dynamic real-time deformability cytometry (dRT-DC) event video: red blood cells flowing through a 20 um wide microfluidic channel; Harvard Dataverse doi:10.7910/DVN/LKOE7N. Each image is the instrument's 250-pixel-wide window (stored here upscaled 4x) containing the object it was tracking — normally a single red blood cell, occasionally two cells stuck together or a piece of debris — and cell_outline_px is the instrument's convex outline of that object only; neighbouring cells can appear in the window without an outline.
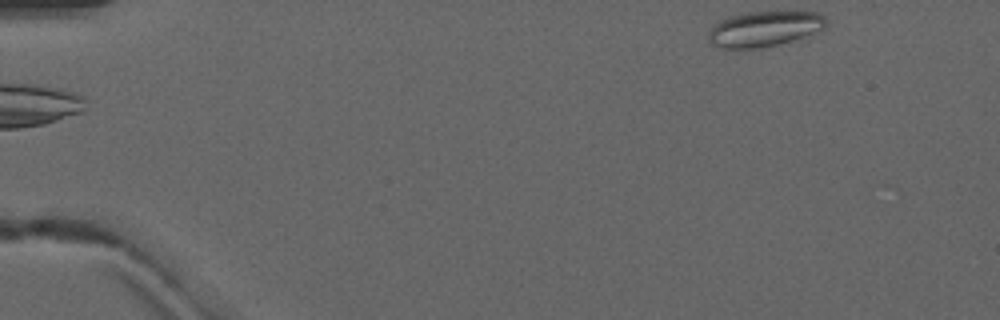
{"species": "common noctule bat (a hibernating species)", "species_latin": "Nyctalus noctula", "temperature_condition": "warm", "stored_images_in_passage": 7, "camera_frame_rate_fps": 3000, "um_per_image_px": 0.085, "animal": {"sex": "male", "forearm_length_mm": 52.5}, "frame": {"image": 1, "passage_image": 1, "time_ms": 0.0, "image_size_px": [1000, 320], "cell_outline_px": [[828, 24], [824, 28], [804, 36], [792, 40], [776, 44], [756, 48], [720, 48], [712, 44], [708, 40], [708, 32], [712, 24], [720, 20], [744, 12], [816, 12], [824, 16], [828, 20]], "centroid_in_image_um": [64.93, 2.44], "position_along_channel_um": 20.1, "area_um2": 24.1}}
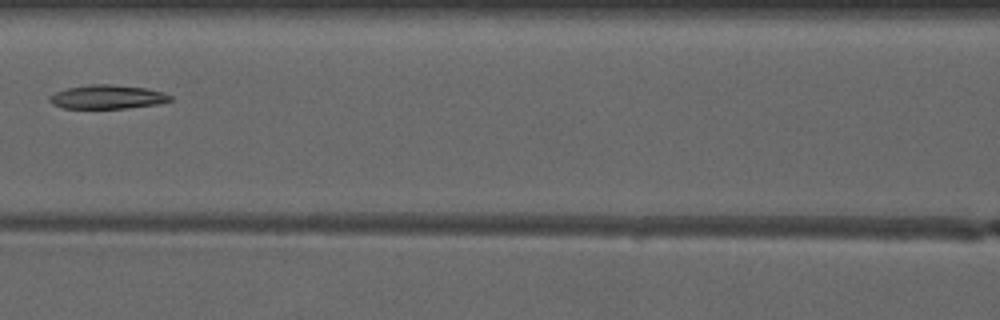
{"frame": {"image": 2, "passage_image": 6, "time_ms": 6.0, "image_size_px": [1000, 320], "cell_outline_px": [[172, 100], [156, 104], [128, 108], [64, 108], [52, 104], [48, 100], [48, 96], [64, 88], [88, 84], [112, 84], [144, 88], [160, 92], [172, 96]], "centroid_in_image_um": [9.05, 8.23], "position_along_channel_um": 157.5, "area_um2": 16.76}}
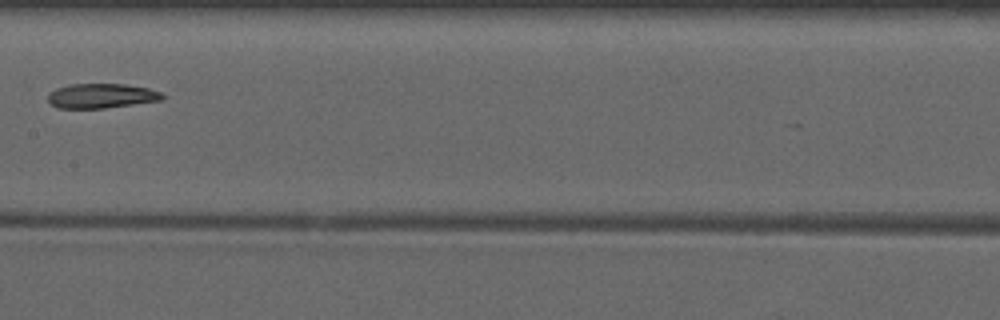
{"frame": {"image": 3, "passage_image": 7, "time_ms": 7.0, "image_size_px": [1000, 320], "cell_outline_px": [[164, 100], [104, 108], [60, 108], [52, 104], [48, 100], [48, 92], [56, 88], [68, 84], [124, 84], [148, 88], [160, 92], [164, 96]], "centroid_in_image_um": [8.61, 8.14], "position_along_channel_um": 198.8, "area_um2": 16.42}}